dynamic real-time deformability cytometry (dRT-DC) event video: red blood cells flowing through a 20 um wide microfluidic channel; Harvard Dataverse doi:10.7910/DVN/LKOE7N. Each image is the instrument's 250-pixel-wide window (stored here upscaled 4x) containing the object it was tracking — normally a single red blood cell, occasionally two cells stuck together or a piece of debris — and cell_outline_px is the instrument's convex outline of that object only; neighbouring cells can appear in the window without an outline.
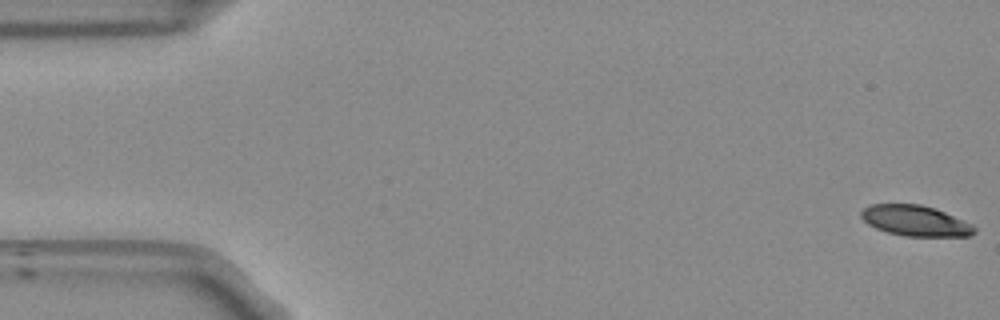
{"species": "Egyptian fruit bat (a non-hibernating species)", "species_latin": "Rousettus aegyptiacus", "temperature_condition": "room temperature", "stored_images_in_passage": 53, "camera_frame_rate_fps": 3000, "um_per_image_px": 0.085, "frame": {"image": 1, "passage_image": 1, "time_ms": 0.0, "image_size_px": [1000, 320], "cell_outline_px": [[976, 232], [968, 236], [904, 236], [888, 232], [876, 228], [868, 224], [860, 216], [860, 212], [864, 208], [872, 204], [920, 204], [936, 208], [972, 224], [976, 228]], "centroid_in_image_um": [77.81, 18.76], "position_along_channel_um": 7.2, "area_um2": 20.17}}
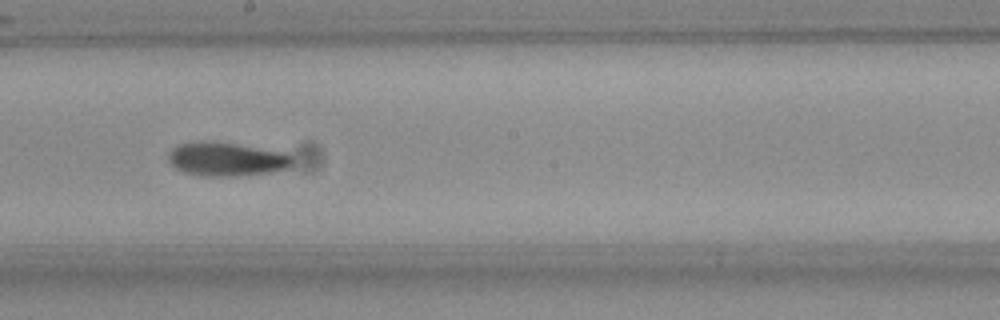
{"frame": {"image": 2, "passage_image": 29, "time_ms": 9.333, "image_size_px": [1000, 320], "cell_outline_px": [[292, 164], [288, 168], [268, 172], [232, 176], [200, 176], [184, 172], [176, 168], [168, 160], [168, 152], [172, 148], [180, 144], [232, 144], [284, 152], [292, 156]], "centroid_in_image_um": [19.27, 13.58], "position_along_channel_um": 228.9, "area_um2": 23.35}}
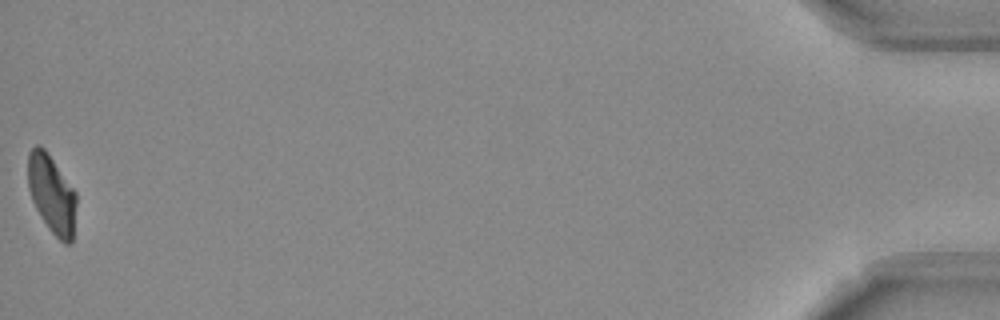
{"frame": {"image": 3, "passage_image": 53, "time_ms": 17.333, "image_size_px": [1000, 320], "cell_outline_px": [[76, 204], [72, 244], [64, 244], [48, 228], [36, 208], [32, 200], [28, 188], [28, 152], [36, 144], [40, 144], [48, 152], [76, 192]], "centroid_in_image_um": [4.4, 16.48], "position_along_channel_um": 430.8, "area_um2": 22.2}, "authors_computed_cell_mechanics": {"area_um2": 23.0044, "velocity_mm_per_s": 3.8246, "shape_relaxation_time_tau1_ms": 4.6817, "shape_relaxation_time_tau2_ms": 4.8653, "deformation_change_tau1": 0.1484, "deformation_change_tau2": 0.1069}}